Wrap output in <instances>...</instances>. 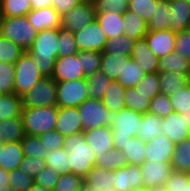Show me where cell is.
Listing matches in <instances>:
<instances>
[{
    "label": "cell",
    "mask_w": 190,
    "mask_h": 191,
    "mask_svg": "<svg viewBox=\"0 0 190 191\" xmlns=\"http://www.w3.org/2000/svg\"><path fill=\"white\" fill-rule=\"evenodd\" d=\"M33 63L43 77H52L58 53V28H46L37 31L36 37L28 49Z\"/></svg>",
    "instance_id": "cell-1"
},
{
    "label": "cell",
    "mask_w": 190,
    "mask_h": 191,
    "mask_svg": "<svg viewBox=\"0 0 190 191\" xmlns=\"http://www.w3.org/2000/svg\"><path fill=\"white\" fill-rule=\"evenodd\" d=\"M63 148L69 154L70 173L82 178L96 165L94 150L86 143L83 132L64 137Z\"/></svg>",
    "instance_id": "cell-2"
},
{
    "label": "cell",
    "mask_w": 190,
    "mask_h": 191,
    "mask_svg": "<svg viewBox=\"0 0 190 191\" xmlns=\"http://www.w3.org/2000/svg\"><path fill=\"white\" fill-rule=\"evenodd\" d=\"M142 114L124 107L116 113H111L109 126L113 147L123 149L124 144L131 137H137Z\"/></svg>",
    "instance_id": "cell-3"
},
{
    "label": "cell",
    "mask_w": 190,
    "mask_h": 191,
    "mask_svg": "<svg viewBox=\"0 0 190 191\" xmlns=\"http://www.w3.org/2000/svg\"><path fill=\"white\" fill-rule=\"evenodd\" d=\"M56 105L48 107H22L21 118L26 135L39 136L47 131L55 130L57 116Z\"/></svg>",
    "instance_id": "cell-4"
},
{
    "label": "cell",
    "mask_w": 190,
    "mask_h": 191,
    "mask_svg": "<svg viewBox=\"0 0 190 191\" xmlns=\"http://www.w3.org/2000/svg\"><path fill=\"white\" fill-rule=\"evenodd\" d=\"M37 31L29 23L26 15L20 17H0V35L14 42L24 51L31 47Z\"/></svg>",
    "instance_id": "cell-5"
},
{
    "label": "cell",
    "mask_w": 190,
    "mask_h": 191,
    "mask_svg": "<svg viewBox=\"0 0 190 191\" xmlns=\"http://www.w3.org/2000/svg\"><path fill=\"white\" fill-rule=\"evenodd\" d=\"M14 66V88L13 93L22 96L35 83L43 78L33 63L32 56L25 51L13 64Z\"/></svg>",
    "instance_id": "cell-6"
},
{
    "label": "cell",
    "mask_w": 190,
    "mask_h": 191,
    "mask_svg": "<svg viewBox=\"0 0 190 191\" xmlns=\"http://www.w3.org/2000/svg\"><path fill=\"white\" fill-rule=\"evenodd\" d=\"M23 107H48L56 105V80L43 77L21 96Z\"/></svg>",
    "instance_id": "cell-7"
},
{
    "label": "cell",
    "mask_w": 190,
    "mask_h": 191,
    "mask_svg": "<svg viewBox=\"0 0 190 191\" xmlns=\"http://www.w3.org/2000/svg\"><path fill=\"white\" fill-rule=\"evenodd\" d=\"M83 131L109 125L111 113L98 99H86L77 106Z\"/></svg>",
    "instance_id": "cell-8"
},
{
    "label": "cell",
    "mask_w": 190,
    "mask_h": 191,
    "mask_svg": "<svg viewBox=\"0 0 190 191\" xmlns=\"http://www.w3.org/2000/svg\"><path fill=\"white\" fill-rule=\"evenodd\" d=\"M88 99L86 79L56 81V106L77 107Z\"/></svg>",
    "instance_id": "cell-9"
},
{
    "label": "cell",
    "mask_w": 190,
    "mask_h": 191,
    "mask_svg": "<svg viewBox=\"0 0 190 191\" xmlns=\"http://www.w3.org/2000/svg\"><path fill=\"white\" fill-rule=\"evenodd\" d=\"M95 13L93 1L83 0L60 17V28L75 33L91 23L95 19Z\"/></svg>",
    "instance_id": "cell-10"
},
{
    "label": "cell",
    "mask_w": 190,
    "mask_h": 191,
    "mask_svg": "<svg viewBox=\"0 0 190 191\" xmlns=\"http://www.w3.org/2000/svg\"><path fill=\"white\" fill-rule=\"evenodd\" d=\"M73 34L78 51L103 52L107 37L96 19Z\"/></svg>",
    "instance_id": "cell-11"
},
{
    "label": "cell",
    "mask_w": 190,
    "mask_h": 191,
    "mask_svg": "<svg viewBox=\"0 0 190 191\" xmlns=\"http://www.w3.org/2000/svg\"><path fill=\"white\" fill-rule=\"evenodd\" d=\"M52 78L56 81L86 78L81 64V51L77 54L58 56L55 60Z\"/></svg>",
    "instance_id": "cell-12"
},
{
    "label": "cell",
    "mask_w": 190,
    "mask_h": 191,
    "mask_svg": "<svg viewBox=\"0 0 190 191\" xmlns=\"http://www.w3.org/2000/svg\"><path fill=\"white\" fill-rule=\"evenodd\" d=\"M143 180V187L165 186L166 179L170 176L172 166L170 162L144 160L139 165Z\"/></svg>",
    "instance_id": "cell-13"
},
{
    "label": "cell",
    "mask_w": 190,
    "mask_h": 191,
    "mask_svg": "<svg viewBox=\"0 0 190 191\" xmlns=\"http://www.w3.org/2000/svg\"><path fill=\"white\" fill-rule=\"evenodd\" d=\"M176 33L169 30L148 31L144 37L149 49L158 58L174 51Z\"/></svg>",
    "instance_id": "cell-14"
},
{
    "label": "cell",
    "mask_w": 190,
    "mask_h": 191,
    "mask_svg": "<svg viewBox=\"0 0 190 191\" xmlns=\"http://www.w3.org/2000/svg\"><path fill=\"white\" fill-rule=\"evenodd\" d=\"M175 146L166 135L161 133L146 143L144 160L170 162Z\"/></svg>",
    "instance_id": "cell-15"
},
{
    "label": "cell",
    "mask_w": 190,
    "mask_h": 191,
    "mask_svg": "<svg viewBox=\"0 0 190 191\" xmlns=\"http://www.w3.org/2000/svg\"><path fill=\"white\" fill-rule=\"evenodd\" d=\"M55 130L64 137L83 132L77 107H58Z\"/></svg>",
    "instance_id": "cell-16"
},
{
    "label": "cell",
    "mask_w": 190,
    "mask_h": 191,
    "mask_svg": "<svg viewBox=\"0 0 190 191\" xmlns=\"http://www.w3.org/2000/svg\"><path fill=\"white\" fill-rule=\"evenodd\" d=\"M113 182V186L118 191H130L143 187L139 166L128 164L122 168L113 170Z\"/></svg>",
    "instance_id": "cell-17"
},
{
    "label": "cell",
    "mask_w": 190,
    "mask_h": 191,
    "mask_svg": "<svg viewBox=\"0 0 190 191\" xmlns=\"http://www.w3.org/2000/svg\"><path fill=\"white\" fill-rule=\"evenodd\" d=\"M162 129L163 134L175 145L190 137L184 117L175 111L162 118Z\"/></svg>",
    "instance_id": "cell-18"
},
{
    "label": "cell",
    "mask_w": 190,
    "mask_h": 191,
    "mask_svg": "<svg viewBox=\"0 0 190 191\" xmlns=\"http://www.w3.org/2000/svg\"><path fill=\"white\" fill-rule=\"evenodd\" d=\"M86 143L94 150L96 156H102L113 149L111 127L109 125L83 131Z\"/></svg>",
    "instance_id": "cell-19"
},
{
    "label": "cell",
    "mask_w": 190,
    "mask_h": 191,
    "mask_svg": "<svg viewBox=\"0 0 190 191\" xmlns=\"http://www.w3.org/2000/svg\"><path fill=\"white\" fill-rule=\"evenodd\" d=\"M170 20L168 29L177 33L190 29V1H169Z\"/></svg>",
    "instance_id": "cell-20"
},
{
    "label": "cell",
    "mask_w": 190,
    "mask_h": 191,
    "mask_svg": "<svg viewBox=\"0 0 190 191\" xmlns=\"http://www.w3.org/2000/svg\"><path fill=\"white\" fill-rule=\"evenodd\" d=\"M130 58L139 64L145 73H158L159 58L149 49L146 40H135Z\"/></svg>",
    "instance_id": "cell-21"
},
{
    "label": "cell",
    "mask_w": 190,
    "mask_h": 191,
    "mask_svg": "<svg viewBox=\"0 0 190 191\" xmlns=\"http://www.w3.org/2000/svg\"><path fill=\"white\" fill-rule=\"evenodd\" d=\"M83 183L93 191H118L113 186V171L94 165L83 178Z\"/></svg>",
    "instance_id": "cell-22"
},
{
    "label": "cell",
    "mask_w": 190,
    "mask_h": 191,
    "mask_svg": "<svg viewBox=\"0 0 190 191\" xmlns=\"http://www.w3.org/2000/svg\"><path fill=\"white\" fill-rule=\"evenodd\" d=\"M26 17L36 31L60 27L61 16L52 7L32 9Z\"/></svg>",
    "instance_id": "cell-23"
},
{
    "label": "cell",
    "mask_w": 190,
    "mask_h": 191,
    "mask_svg": "<svg viewBox=\"0 0 190 191\" xmlns=\"http://www.w3.org/2000/svg\"><path fill=\"white\" fill-rule=\"evenodd\" d=\"M24 155L21 142H6L0 147V168L11 171L18 168Z\"/></svg>",
    "instance_id": "cell-24"
},
{
    "label": "cell",
    "mask_w": 190,
    "mask_h": 191,
    "mask_svg": "<svg viewBox=\"0 0 190 191\" xmlns=\"http://www.w3.org/2000/svg\"><path fill=\"white\" fill-rule=\"evenodd\" d=\"M95 19L99 23L107 39L115 35H124V28L122 26L123 15L121 13H116L111 10L104 13H95Z\"/></svg>",
    "instance_id": "cell-25"
},
{
    "label": "cell",
    "mask_w": 190,
    "mask_h": 191,
    "mask_svg": "<svg viewBox=\"0 0 190 191\" xmlns=\"http://www.w3.org/2000/svg\"><path fill=\"white\" fill-rule=\"evenodd\" d=\"M143 68L137 64L130 56L123 58V68L115 81L119 82L124 88L135 87L144 76Z\"/></svg>",
    "instance_id": "cell-26"
},
{
    "label": "cell",
    "mask_w": 190,
    "mask_h": 191,
    "mask_svg": "<svg viewBox=\"0 0 190 191\" xmlns=\"http://www.w3.org/2000/svg\"><path fill=\"white\" fill-rule=\"evenodd\" d=\"M122 15L124 36L134 41L143 39L148 32L147 23L129 10L123 12Z\"/></svg>",
    "instance_id": "cell-27"
},
{
    "label": "cell",
    "mask_w": 190,
    "mask_h": 191,
    "mask_svg": "<svg viewBox=\"0 0 190 191\" xmlns=\"http://www.w3.org/2000/svg\"><path fill=\"white\" fill-rule=\"evenodd\" d=\"M158 71L179 73L190 78V61L173 51L159 58Z\"/></svg>",
    "instance_id": "cell-28"
},
{
    "label": "cell",
    "mask_w": 190,
    "mask_h": 191,
    "mask_svg": "<svg viewBox=\"0 0 190 191\" xmlns=\"http://www.w3.org/2000/svg\"><path fill=\"white\" fill-rule=\"evenodd\" d=\"M124 91L125 88L115 80L106 88L101 101L110 113H116L125 107Z\"/></svg>",
    "instance_id": "cell-29"
},
{
    "label": "cell",
    "mask_w": 190,
    "mask_h": 191,
    "mask_svg": "<svg viewBox=\"0 0 190 191\" xmlns=\"http://www.w3.org/2000/svg\"><path fill=\"white\" fill-rule=\"evenodd\" d=\"M161 133L162 118L149 112L142 114L137 137L147 143Z\"/></svg>",
    "instance_id": "cell-30"
},
{
    "label": "cell",
    "mask_w": 190,
    "mask_h": 191,
    "mask_svg": "<svg viewBox=\"0 0 190 191\" xmlns=\"http://www.w3.org/2000/svg\"><path fill=\"white\" fill-rule=\"evenodd\" d=\"M170 165L173 171L190 174V137L176 144Z\"/></svg>",
    "instance_id": "cell-31"
},
{
    "label": "cell",
    "mask_w": 190,
    "mask_h": 191,
    "mask_svg": "<svg viewBox=\"0 0 190 191\" xmlns=\"http://www.w3.org/2000/svg\"><path fill=\"white\" fill-rule=\"evenodd\" d=\"M170 14L169 0H158L152 17L147 22L148 31L168 29Z\"/></svg>",
    "instance_id": "cell-32"
},
{
    "label": "cell",
    "mask_w": 190,
    "mask_h": 191,
    "mask_svg": "<svg viewBox=\"0 0 190 191\" xmlns=\"http://www.w3.org/2000/svg\"><path fill=\"white\" fill-rule=\"evenodd\" d=\"M158 81L160 84V94L169 96L174 91L183 88L190 81V78L179 73L162 71L158 72Z\"/></svg>",
    "instance_id": "cell-33"
},
{
    "label": "cell",
    "mask_w": 190,
    "mask_h": 191,
    "mask_svg": "<svg viewBox=\"0 0 190 191\" xmlns=\"http://www.w3.org/2000/svg\"><path fill=\"white\" fill-rule=\"evenodd\" d=\"M0 134L3 143L20 141L25 135L22 118L0 120Z\"/></svg>",
    "instance_id": "cell-34"
},
{
    "label": "cell",
    "mask_w": 190,
    "mask_h": 191,
    "mask_svg": "<svg viewBox=\"0 0 190 191\" xmlns=\"http://www.w3.org/2000/svg\"><path fill=\"white\" fill-rule=\"evenodd\" d=\"M85 79L88 98L98 100L103 98L106 88L112 81L101 71H97Z\"/></svg>",
    "instance_id": "cell-35"
},
{
    "label": "cell",
    "mask_w": 190,
    "mask_h": 191,
    "mask_svg": "<svg viewBox=\"0 0 190 191\" xmlns=\"http://www.w3.org/2000/svg\"><path fill=\"white\" fill-rule=\"evenodd\" d=\"M21 96L15 93L2 94L0 97V120L21 117Z\"/></svg>",
    "instance_id": "cell-36"
},
{
    "label": "cell",
    "mask_w": 190,
    "mask_h": 191,
    "mask_svg": "<svg viewBox=\"0 0 190 191\" xmlns=\"http://www.w3.org/2000/svg\"><path fill=\"white\" fill-rule=\"evenodd\" d=\"M96 165L106 170H116L128 165V160L122 150L110 149L102 156H95Z\"/></svg>",
    "instance_id": "cell-37"
},
{
    "label": "cell",
    "mask_w": 190,
    "mask_h": 191,
    "mask_svg": "<svg viewBox=\"0 0 190 191\" xmlns=\"http://www.w3.org/2000/svg\"><path fill=\"white\" fill-rule=\"evenodd\" d=\"M126 55L110 54L101 52L100 71L103 72L111 80H116L121 69L123 68V58Z\"/></svg>",
    "instance_id": "cell-38"
},
{
    "label": "cell",
    "mask_w": 190,
    "mask_h": 191,
    "mask_svg": "<svg viewBox=\"0 0 190 191\" xmlns=\"http://www.w3.org/2000/svg\"><path fill=\"white\" fill-rule=\"evenodd\" d=\"M146 142L138 137H131L123 146V153L127 157L128 164L139 166L144 162Z\"/></svg>",
    "instance_id": "cell-39"
},
{
    "label": "cell",
    "mask_w": 190,
    "mask_h": 191,
    "mask_svg": "<svg viewBox=\"0 0 190 191\" xmlns=\"http://www.w3.org/2000/svg\"><path fill=\"white\" fill-rule=\"evenodd\" d=\"M31 10L30 0H0V17H20Z\"/></svg>",
    "instance_id": "cell-40"
},
{
    "label": "cell",
    "mask_w": 190,
    "mask_h": 191,
    "mask_svg": "<svg viewBox=\"0 0 190 191\" xmlns=\"http://www.w3.org/2000/svg\"><path fill=\"white\" fill-rule=\"evenodd\" d=\"M44 161L46 166L51 167L60 174L70 173L69 154L63 147L48 151Z\"/></svg>",
    "instance_id": "cell-41"
},
{
    "label": "cell",
    "mask_w": 190,
    "mask_h": 191,
    "mask_svg": "<svg viewBox=\"0 0 190 191\" xmlns=\"http://www.w3.org/2000/svg\"><path fill=\"white\" fill-rule=\"evenodd\" d=\"M125 107L134 110L135 112L144 114L148 111L150 100L136 91L134 87L125 88L124 91Z\"/></svg>",
    "instance_id": "cell-42"
},
{
    "label": "cell",
    "mask_w": 190,
    "mask_h": 191,
    "mask_svg": "<svg viewBox=\"0 0 190 191\" xmlns=\"http://www.w3.org/2000/svg\"><path fill=\"white\" fill-rule=\"evenodd\" d=\"M24 157L45 159L48 150L41 144L38 136L24 135L20 140Z\"/></svg>",
    "instance_id": "cell-43"
},
{
    "label": "cell",
    "mask_w": 190,
    "mask_h": 191,
    "mask_svg": "<svg viewBox=\"0 0 190 191\" xmlns=\"http://www.w3.org/2000/svg\"><path fill=\"white\" fill-rule=\"evenodd\" d=\"M133 44L134 40L129 39L124 35H115L114 37L107 39L103 52L130 56Z\"/></svg>",
    "instance_id": "cell-44"
},
{
    "label": "cell",
    "mask_w": 190,
    "mask_h": 191,
    "mask_svg": "<svg viewBox=\"0 0 190 191\" xmlns=\"http://www.w3.org/2000/svg\"><path fill=\"white\" fill-rule=\"evenodd\" d=\"M134 88L151 100L155 95L160 94L158 73H145Z\"/></svg>",
    "instance_id": "cell-45"
},
{
    "label": "cell",
    "mask_w": 190,
    "mask_h": 191,
    "mask_svg": "<svg viewBox=\"0 0 190 191\" xmlns=\"http://www.w3.org/2000/svg\"><path fill=\"white\" fill-rule=\"evenodd\" d=\"M168 97L175 112L183 114L190 111V81Z\"/></svg>",
    "instance_id": "cell-46"
},
{
    "label": "cell",
    "mask_w": 190,
    "mask_h": 191,
    "mask_svg": "<svg viewBox=\"0 0 190 191\" xmlns=\"http://www.w3.org/2000/svg\"><path fill=\"white\" fill-rule=\"evenodd\" d=\"M25 51L0 35V62L14 64Z\"/></svg>",
    "instance_id": "cell-47"
},
{
    "label": "cell",
    "mask_w": 190,
    "mask_h": 191,
    "mask_svg": "<svg viewBox=\"0 0 190 191\" xmlns=\"http://www.w3.org/2000/svg\"><path fill=\"white\" fill-rule=\"evenodd\" d=\"M83 178L73 173L60 174L52 191H80Z\"/></svg>",
    "instance_id": "cell-48"
},
{
    "label": "cell",
    "mask_w": 190,
    "mask_h": 191,
    "mask_svg": "<svg viewBox=\"0 0 190 191\" xmlns=\"http://www.w3.org/2000/svg\"><path fill=\"white\" fill-rule=\"evenodd\" d=\"M34 183V178L20 168L9 171L8 186L14 191H27Z\"/></svg>",
    "instance_id": "cell-49"
},
{
    "label": "cell",
    "mask_w": 190,
    "mask_h": 191,
    "mask_svg": "<svg viewBox=\"0 0 190 191\" xmlns=\"http://www.w3.org/2000/svg\"><path fill=\"white\" fill-rule=\"evenodd\" d=\"M158 0H129L127 10L132 11L146 23L152 17Z\"/></svg>",
    "instance_id": "cell-50"
},
{
    "label": "cell",
    "mask_w": 190,
    "mask_h": 191,
    "mask_svg": "<svg viewBox=\"0 0 190 191\" xmlns=\"http://www.w3.org/2000/svg\"><path fill=\"white\" fill-rule=\"evenodd\" d=\"M58 53L60 57L77 54L74 34L58 27Z\"/></svg>",
    "instance_id": "cell-51"
},
{
    "label": "cell",
    "mask_w": 190,
    "mask_h": 191,
    "mask_svg": "<svg viewBox=\"0 0 190 191\" xmlns=\"http://www.w3.org/2000/svg\"><path fill=\"white\" fill-rule=\"evenodd\" d=\"M173 111L174 109L173 106L170 104L169 97L165 94H158L150 100L147 112L163 118Z\"/></svg>",
    "instance_id": "cell-52"
},
{
    "label": "cell",
    "mask_w": 190,
    "mask_h": 191,
    "mask_svg": "<svg viewBox=\"0 0 190 191\" xmlns=\"http://www.w3.org/2000/svg\"><path fill=\"white\" fill-rule=\"evenodd\" d=\"M101 52L99 51H81V64L85 76L100 71Z\"/></svg>",
    "instance_id": "cell-53"
},
{
    "label": "cell",
    "mask_w": 190,
    "mask_h": 191,
    "mask_svg": "<svg viewBox=\"0 0 190 191\" xmlns=\"http://www.w3.org/2000/svg\"><path fill=\"white\" fill-rule=\"evenodd\" d=\"M14 88L13 64L0 62V93L11 94Z\"/></svg>",
    "instance_id": "cell-54"
},
{
    "label": "cell",
    "mask_w": 190,
    "mask_h": 191,
    "mask_svg": "<svg viewBox=\"0 0 190 191\" xmlns=\"http://www.w3.org/2000/svg\"><path fill=\"white\" fill-rule=\"evenodd\" d=\"M129 0H94L96 13H104L109 10L116 13H123L127 10Z\"/></svg>",
    "instance_id": "cell-55"
},
{
    "label": "cell",
    "mask_w": 190,
    "mask_h": 191,
    "mask_svg": "<svg viewBox=\"0 0 190 191\" xmlns=\"http://www.w3.org/2000/svg\"><path fill=\"white\" fill-rule=\"evenodd\" d=\"M190 174L183 172L172 171L170 176L166 179V191H184L185 183H189Z\"/></svg>",
    "instance_id": "cell-56"
},
{
    "label": "cell",
    "mask_w": 190,
    "mask_h": 191,
    "mask_svg": "<svg viewBox=\"0 0 190 191\" xmlns=\"http://www.w3.org/2000/svg\"><path fill=\"white\" fill-rule=\"evenodd\" d=\"M41 144L48 150L62 148L64 145V136L56 130L47 131L38 136Z\"/></svg>",
    "instance_id": "cell-57"
},
{
    "label": "cell",
    "mask_w": 190,
    "mask_h": 191,
    "mask_svg": "<svg viewBox=\"0 0 190 191\" xmlns=\"http://www.w3.org/2000/svg\"><path fill=\"white\" fill-rule=\"evenodd\" d=\"M60 173L49 166H45L35 177L34 182L52 191Z\"/></svg>",
    "instance_id": "cell-58"
},
{
    "label": "cell",
    "mask_w": 190,
    "mask_h": 191,
    "mask_svg": "<svg viewBox=\"0 0 190 191\" xmlns=\"http://www.w3.org/2000/svg\"><path fill=\"white\" fill-rule=\"evenodd\" d=\"M174 51L190 61V29L176 33Z\"/></svg>",
    "instance_id": "cell-59"
},
{
    "label": "cell",
    "mask_w": 190,
    "mask_h": 191,
    "mask_svg": "<svg viewBox=\"0 0 190 191\" xmlns=\"http://www.w3.org/2000/svg\"><path fill=\"white\" fill-rule=\"evenodd\" d=\"M45 166L46 164L44 159H39L36 157H23L18 168L34 178Z\"/></svg>",
    "instance_id": "cell-60"
},
{
    "label": "cell",
    "mask_w": 190,
    "mask_h": 191,
    "mask_svg": "<svg viewBox=\"0 0 190 191\" xmlns=\"http://www.w3.org/2000/svg\"><path fill=\"white\" fill-rule=\"evenodd\" d=\"M83 0H52L51 7L62 16L65 12L78 5Z\"/></svg>",
    "instance_id": "cell-61"
},
{
    "label": "cell",
    "mask_w": 190,
    "mask_h": 191,
    "mask_svg": "<svg viewBox=\"0 0 190 191\" xmlns=\"http://www.w3.org/2000/svg\"><path fill=\"white\" fill-rule=\"evenodd\" d=\"M32 9L51 7L52 0H30Z\"/></svg>",
    "instance_id": "cell-62"
},
{
    "label": "cell",
    "mask_w": 190,
    "mask_h": 191,
    "mask_svg": "<svg viewBox=\"0 0 190 191\" xmlns=\"http://www.w3.org/2000/svg\"><path fill=\"white\" fill-rule=\"evenodd\" d=\"M9 171L0 168V188L8 186Z\"/></svg>",
    "instance_id": "cell-63"
},
{
    "label": "cell",
    "mask_w": 190,
    "mask_h": 191,
    "mask_svg": "<svg viewBox=\"0 0 190 191\" xmlns=\"http://www.w3.org/2000/svg\"><path fill=\"white\" fill-rule=\"evenodd\" d=\"M27 191H50V190L34 182L33 185Z\"/></svg>",
    "instance_id": "cell-64"
},
{
    "label": "cell",
    "mask_w": 190,
    "mask_h": 191,
    "mask_svg": "<svg viewBox=\"0 0 190 191\" xmlns=\"http://www.w3.org/2000/svg\"><path fill=\"white\" fill-rule=\"evenodd\" d=\"M182 117H184V120L186 122V125L188 127V129L190 130V111L188 112H184L183 114H181Z\"/></svg>",
    "instance_id": "cell-65"
},
{
    "label": "cell",
    "mask_w": 190,
    "mask_h": 191,
    "mask_svg": "<svg viewBox=\"0 0 190 191\" xmlns=\"http://www.w3.org/2000/svg\"><path fill=\"white\" fill-rule=\"evenodd\" d=\"M145 191H166V189L164 186H156V187L154 186L149 188L145 187Z\"/></svg>",
    "instance_id": "cell-66"
},
{
    "label": "cell",
    "mask_w": 190,
    "mask_h": 191,
    "mask_svg": "<svg viewBox=\"0 0 190 191\" xmlns=\"http://www.w3.org/2000/svg\"><path fill=\"white\" fill-rule=\"evenodd\" d=\"M80 191H93V190H92V188H90L89 186H87V185H85V184L83 183L82 189H81Z\"/></svg>",
    "instance_id": "cell-67"
},
{
    "label": "cell",
    "mask_w": 190,
    "mask_h": 191,
    "mask_svg": "<svg viewBox=\"0 0 190 191\" xmlns=\"http://www.w3.org/2000/svg\"><path fill=\"white\" fill-rule=\"evenodd\" d=\"M0 191H14V190L11 189L9 186H6V187L0 188Z\"/></svg>",
    "instance_id": "cell-68"
},
{
    "label": "cell",
    "mask_w": 190,
    "mask_h": 191,
    "mask_svg": "<svg viewBox=\"0 0 190 191\" xmlns=\"http://www.w3.org/2000/svg\"><path fill=\"white\" fill-rule=\"evenodd\" d=\"M184 191H190V180H189V183H185V190Z\"/></svg>",
    "instance_id": "cell-69"
},
{
    "label": "cell",
    "mask_w": 190,
    "mask_h": 191,
    "mask_svg": "<svg viewBox=\"0 0 190 191\" xmlns=\"http://www.w3.org/2000/svg\"><path fill=\"white\" fill-rule=\"evenodd\" d=\"M130 191H145V187L132 189V190H130Z\"/></svg>",
    "instance_id": "cell-70"
},
{
    "label": "cell",
    "mask_w": 190,
    "mask_h": 191,
    "mask_svg": "<svg viewBox=\"0 0 190 191\" xmlns=\"http://www.w3.org/2000/svg\"><path fill=\"white\" fill-rule=\"evenodd\" d=\"M1 135V134H0ZM3 145V141L1 139V136H0V147Z\"/></svg>",
    "instance_id": "cell-71"
}]
</instances>
